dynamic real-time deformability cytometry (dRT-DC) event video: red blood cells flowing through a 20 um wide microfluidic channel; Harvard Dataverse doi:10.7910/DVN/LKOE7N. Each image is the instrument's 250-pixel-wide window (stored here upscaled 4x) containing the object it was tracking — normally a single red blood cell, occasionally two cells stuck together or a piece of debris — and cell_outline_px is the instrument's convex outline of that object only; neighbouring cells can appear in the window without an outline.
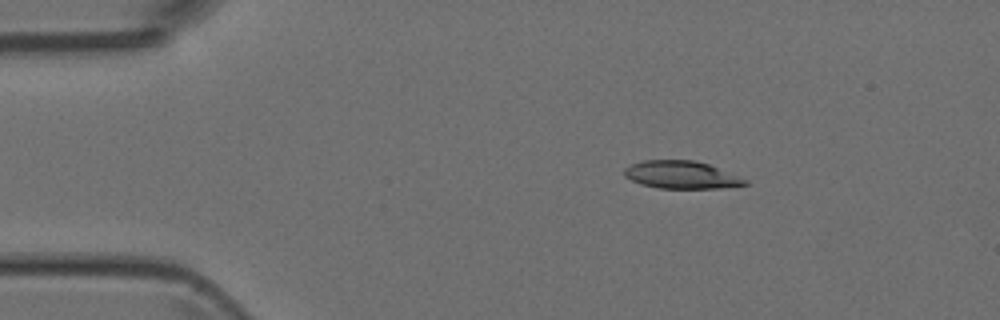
{"species": "Egyptian fruit bat (a non-hibernating species)", "species_latin": "Rousettus aegyptiacus", "temperature_condition": "room temperature", "stored_images_in_passage": 3, "camera_frame_rate_fps": 3000, "um_per_image_px": 0.085, "animal": {"sex": "female"}, "frame": {"image": 1, "passage_image": 2, "time_ms": 1.333, "image_size_px": [1000, 320], "cell_outline_px": [[748, 184], [720, 188], [656, 188], [640, 184], [624, 176], [624, 168], [632, 164], [644, 160], [692, 160], [708, 164], [748, 180]], "centroid_in_image_um": [57.88, 14.86], "position_along_channel_um": 27.1, "area_um2": 19.31}}